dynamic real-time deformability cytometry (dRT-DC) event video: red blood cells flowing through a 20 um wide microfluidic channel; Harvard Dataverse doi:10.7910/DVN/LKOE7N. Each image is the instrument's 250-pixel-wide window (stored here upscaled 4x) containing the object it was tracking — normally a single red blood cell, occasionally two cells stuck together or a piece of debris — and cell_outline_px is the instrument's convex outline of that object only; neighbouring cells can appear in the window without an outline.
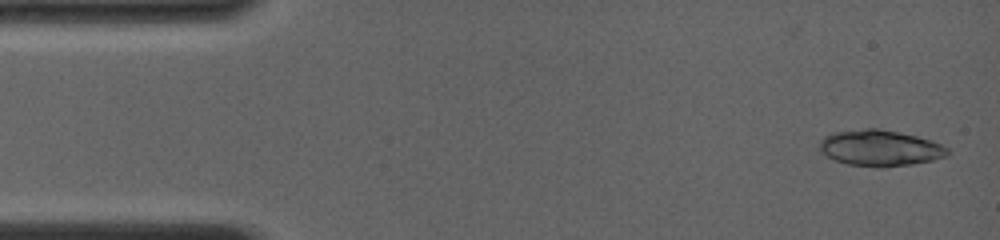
{"species": "common noctule bat (a hibernating species)", "species_latin": "Nyctalus noctula", "temperature_condition": "room temperature", "stored_images_in_passage": 5, "camera_frame_rate_fps": 4000, "um_per_image_px": 0.085, "animal": {"sex": "female", "body_mass_g": 19.0, "forearm_length_mm": 56.7}, "frame": {"image": 1, "passage_image": 1, "time_ms": 0.0, "image_size_px": [1000, 240], "cell_outline_px": [[948, 156], [932, 160], [912, 164], [848, 164], [836, 160], [828, 156], [820, 148], [820, 140], [824, 136], [832, 132], [864, 128], [876, 128], [916, 136], [932, 140], [948, 148]], "centroid_in_image_um": [74.81, 12.53], "position_along_channel_um": 10.2, "area_um2": 25.84}}
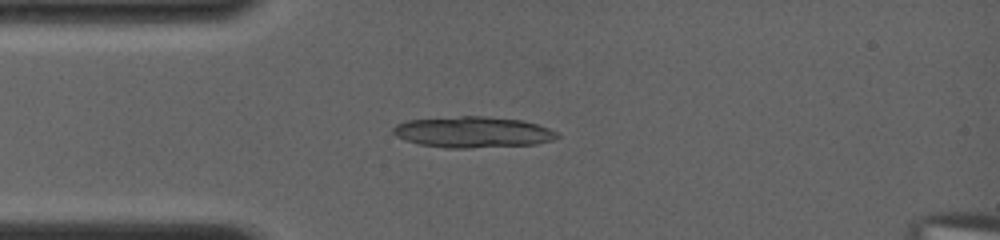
{"frame": {"image": 2, "passage_image": 5, "time_ms": 3.25, "image_size_px": [1000, 240], "cell_outline_px": [[560, 136], [552, 140], [536, 144], [468, 148], [444, 148], [420, 144], [404, 140], [396, 136], [392, 132], [392, 128], [396, 124], [408, 120], [460, 116], [480, 116], [520, 120], [536, 124], [560, 132]], "centroid_in_image_um": [40.18, 11.23], "position_along_channel_um": 44.8, "area_um2": 29.65}}